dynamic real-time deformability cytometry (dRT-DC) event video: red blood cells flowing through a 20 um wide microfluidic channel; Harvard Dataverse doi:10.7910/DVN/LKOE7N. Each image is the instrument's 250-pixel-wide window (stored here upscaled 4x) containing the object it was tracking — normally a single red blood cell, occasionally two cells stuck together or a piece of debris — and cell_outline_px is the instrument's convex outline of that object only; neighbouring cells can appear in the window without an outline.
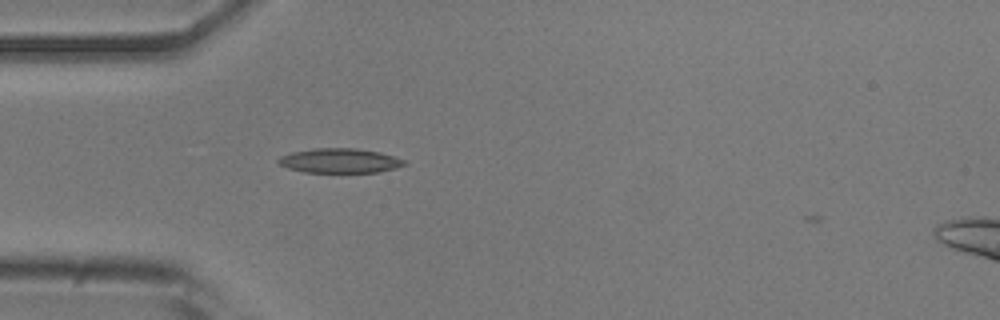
{"species": "common noctule bat (a hibernating species)", "species_latin": "Nyctalus noctula", "temperature_condition": "room temperature", "stored_images_in_passage": 2, "camera_frame_rate_fps": 3000, "um_per_image_px": 0.085, "animal": {"sex": "male", "body_mass_g": 20.5, "forearm_length_mm": 52.5}, "frame": {"image": 1, "passage_image": 1, "time_ms": 0.0, "image_size_px": [1000, 320], "cell_outline_px": [[408, 164], [396, 168], [380, 172], [304, 172], [288, 168], [280, 164], [276, 160], [280, 156], [292, 152], [312, 148], [356, 148], [380, 152], [404, 160]], "centroid_in_image_um": [28.88, 13.65], "position_along_channel_um": 56.1, "area_um2": 18.03}}